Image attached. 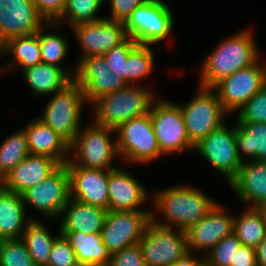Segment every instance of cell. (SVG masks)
<instances>
[{
  "label": "cell",
  "mask_w": 266,
  "mask_h": 266,
  "mask_svg": "<svg viewBox=\"0 0 266 266\" xmlns=\"http://www.w3.org/2000/svg\"><path fill=\"white\" fill-rule=\"evenodd\" d=\"M179 185V186H178ZM176 184L151 195V221L163 227L186 231L218 203L198 188ZM158 211V212H157ZM163 217L159 218V216Z\"/></svg>",
  "instance_id": "obj_1"
},
{
  "label": "cell",
  "mask_w": 266,
  "mask_h": 266,
  "mask_svg": "<svg viewBox=\"0 0 266 266\" xmlns=\"http://www.w3.org/2000/svg\"><path fill=\"white\" fill-rule=\"evenodd\" d=\"M252 34L249 28L224 38L201 64L199 86L212 88L223 78L254 64L260 53Z\"/></svg>",
  "instance_id": "obj_2"
},
{
  "label": "cell",
  "mask_w": 266,
  "mask_h": 266,
  "mask_svg": "<svg viewBox=\"0 0 266 266\" xmlns=\"http://www.w3.org/2000/svg\"><path fill=\"white\" fill-rule=\"evenodd\" d=\"M141 85H126L123 89L102 95L93 105L94 122L98 125L117 129L132 118L150 112L157 95Z\"/></svg>",
  "instance_id": "obj_3"
},
{
  "label": "cell",
  "mask_w": 266,
  "mask_h": 266,
  "mask_svg": "<svg viewBox=\"0 0 266 266\" xmlns=\"http://www.w3.org/2000/svg\"><path fill=\"white\" fill-rule=\"evenodd\" d=\"M85 127V128H84ZM81 127L74 141L69 145V161L66 166L112 170V161L118 156L117 141L111 138L116 130L98 125Z\"/></svg>",
  "instance_id": "obj_4"
},
{
  "label": "cell",
  "mask_w": 266,
  "mask_h": 266,
  "mask_svg": "<svg viewBox=\"0 0 266 266\" xmlns=\"http://www.w3.org/2000/svg\"><path fill=\"white\" fill-rule=\"evenodd\" d=\"M85 104L83 90L73 79L63 89L52 94L44 113L38 118L70 145L81 128Z\"/></svg>",
  "instance_id": "obj_5"
},
{
  "label": "cell",
  "mask_w": 266,
  "mask_h": 266,
  "mask_svg": "<svg viewBox=\"0 0 266 266\" xmlns=\"http://www.w3.org/2000/svg\"><path fill=\"white\" fill-rule=\"evenodd\" d=\"M173 12L164 0H147L123 23L128 37L141 45H155L171 36Z\"/></svg>",
  "instance_id": "obj_6"
},
{
  "label": "cell",
  "mask_w": 266,
  "mask_h": 266,
  "mask_svg": "<svg viewBox=\"0 0 266 266\" xmlns=\"http://www.w3.org/2000/svg\"><path fill=\"white\" fill-rule=\"evenodd\" d=\"M184 119L187 135L193 145L220 128L227 112L212 88L199 86L197 93L185 104H178Z\"/></svg>",
  "instance_id": "obj_7"
},
{
  "label": "cell",
  "mask_w": 266,
  "mask_h": 266,
  "mask_svg": "<svg viewBox=\"0 0 266 266\" xmlns=\"http://www.w3.org/2000/svg\"><path fill=\"white\" fill-rule=\"evenodd\" d=\"M116 134L118 156L127 163L148 164L163 156L149 113L121 124Z\"/></svg>",
  "instance_id": "obj_8"
},
{
  "label": "cell",
  "mask_w": 266,
  "mask_h": 266,
  "mask_svg": "<svg viewBox=\"0 0 266 266\" xmlns=\"http://www.w3.org/2000/svg\"><path fill=\"white\" fill-rule=\"evenodd\" d=\"M149 114L159 149L164 156L194 149L177 103L158 98L153 102Z\"/></svg>",
  "instance_id": "obj_9"
},
{
  "label": "cell",
  "mask_w": 266,
  "mask_h": 266,
  "mask_svg": "<svg viewBox=\"0 0 266 266\" xmlns=\"http://www.w3.org/2000/svg\"><path fill=\"white\" fill-rule=\"evenodd\" d=\"M138 244L147 266H169L189 253L185 231L152 221Z\"/></svg>",
  "instance_id": "obj_10"
},
{
  "label": "cell",
  "mask_w": 266,
  "mask_h": 266,
  "mask_svg": "<svg viewBox=\"0 0 266 266\" xmlns=\"http://www.w3.org/2000/svg\"><path fill=\"white\" fill-rule=\"evenodd\" d=\"M259 61L223 78L212 87L228 114L239 111L266 84V64Z\"/></svg>",
  "instance_id": "obj_11"
},
{
  "label": "cell",
  "mask_w": 266,
  "mask_h": 266,
  "mask_svg": "<svg viewBox=\"0 0 266 266\" xmlns=\"http://www.w3.org/2000/svg\"><path fill=\"white\" fill-rule=\"evenodd\" d=\"M21 197L26 209L31 205L50 220H58L70 199V175L66 164H61L41 183L26 189Z\"/></svg>",
  "instance_id": "obj_12"
},
{
  "label": "cell",
  "mask_w": 266,
  "mask_h": 266,
  "mask_svg": "<svg viewBox=\"0 0 266 266\" xmlns=\"http://www.w3.org/2000/svg\"><path fill=\"white\" fill-rule=\"evenodd\" d=\"M194 151L223 175L229 183L237 174L242 162L236 149L235 127L225 123L194 145Z\"/></svg>",
  "instance_id": "obj_13"
},
{
  "label": "cell",
  "mask_w": 266,
  "mask_h": 266,
  "mask_svg": "<svg viewBox=\"0 0 266 266\" xmlns=\"http://www.w3.org/2000/svg\"><path fill=\"white\" fill-rule=\"evenodd\" d=\"M151 221V212L109 211L106 214L101 237L110 254L138 244Z\"/></svg>",
  "instance_id": "obj_14"
},
{
  "label": "cell",
  "mask_w": 266,
  "mask_h": 266,
  "mask_svg": "<svg viewBox=\"0 0 266 266\" xmlns=\"http://www.w3.org/2000/svg\"><path fill=\"white\" fill-rule=\"evenodd\" d=\"M83 90V98L90 105L102 95L123 89L127 84L106 64L103 56L80 58L73 78Z\"/></svg>",
  "instance_id": "obj_15"
},
{
  "label": "cell",
  "mask_w": 266,
  "mask_h": 266,
  "mask_svg": "<svg viewBox=\"0 0 266 266\" xmlns=\"http://www.w3.org/2000/svg\"><path fill=\"white\" fill-rule=\"evenodd\" d=\"M217 203L199 222L186 231V240L190 253L202 251L206 256L223 238L233 233L234 216Z\"/></svg>",
  "instance_id": "obj_16"
},
{
  "label": "cell",
  "mask_w": 266,
  "mask_h": 266,
  "mask_svg": "<svg viewBox=\"0 0 266 266\" xmlns=\"http://www.w3.org/2000/svg\"><path fill=\"white\" fill-rule=\"evenodd\" d=\"M70 28L82 48L79 58L102 56L128 37L122 22L111 21L107 18L78 23Z\"/></svg>",
  "instance_id": "obj_17"
},
{
  "label": "cell",
  "mask_w": 266,
  "mask_h": 266,
  "mask_svg": "<svg viewBox=\"0 0 266 266\" xmlns=\"http://www.w3.org/2000/svg\"><path fill=\"white\" fill-rule=\"evenodd\" d=\"M45 24L33 2L0 0V47L13 37L36 34Z\"/></svg>",
  "instance_id": "obj_18"
},
{
  "label": "cell",
  "mask_w": 266,
  "mask_h": 266,
  "mask_svg": "<svg viewBox=\"0 0 266 266\" xmlns=\"http://www.w3.org/2000/svg\"><path fill=\"white\" fill-rule=\"evenodd\" d=\"M108 196L109 211L151 212L140 207L152 198L148 190L124 168L109 170Z\"/></svg>",
  "instance_id": "obj_19"
},
{
  "label": "cell",
  "mask_w": 266,
  "mask_h": 266,
  "mask_svg": "<svg viewBox=\"0 0 266 266\" xmlns=\"http://www.w3.org/2000/svg\"><path fill=\"white\" fill-rule=\"evenodd\" d=\"M70 175V198L109 210V170L67 166Z\"/></svg>",
  "instance_id": "obj_20"
},
{
  "label": "cell",
  "mask_w": 266,
  "mask_h": 266,
  "mask_svg": "<svg viewBox=\"0 0 266 266\" xmlns=\"http://www.w3.org/2000/svg\"><path fill=\"white\" fill-rule=\"evenodd\" d=\"M228 185L247 207H266V162L246 160Z\"/></svg>",
  "instance_id": "obj_21"
},
{
  "label": "cell",
  "mask_w": 266,
  "mask_h": 266,
  "mask_svg": "<svg viewBox=\"0 0 266 266\" xmlns=\"http://www.w3.org/2000/svg\"><path fill=\"white\" fill-rule=\"evenodd\" d=\"M61 164L47 155L29 154L6 178L8 191L22 194L51 175Z\"/></svg>",
  "instance_id": "obj_22"
},
{
  "label": "cell",
  "mask_w": 266,
  "mask_h": 266,
  "mask_svg": "<svg viewBox=\"0 0 266 266\" xmlns=\"http://www.w3.org/2000/svg\"><path fill=\"white\" fill-rule=\"evenodd\" d=\"M22 128L30 154L47 155L60 164L69 161V144L38 117Z\"/></svg>",
  "instance_id": "obj_23"
},
{
  "label": "cell",
  "mask_w": 266,
  "mask_h": 266,
  "mask_svg": "<svg viewBox=\"0 0 266 266\" xmlns=\"http://www.w3.org/2000/svg\"><path fill=\"white\" fill-rule=\"evenodd\" d=\"M108 210L70 198L60 215V232L101 233Z\"/></svg>",
  "instance_id": "obj_24"
},
{
  "label": "cell",
  "mask_w": 266,
  "mask_h": 266,
  "mask_svg": "<svg viewBox=\"0 0 266 266\" xmlns=\"http://www.w3.org/2000/svg\"><path fill=\"white\" fill-rule=\"evenodd\" d=\"M27 209L20 194L6 191L0 196V237L4 239H19L27 225L36 220L29 218Z\"/></svg>",
  "instance_id": "obj_25"
},
{
  "label": "cell",
  "mask_w": 266,
  "mask_h": 266,
  "mask_svg": "<svg viewBox=\"0 0 266 266\" xmlns=\"http://www.w3.org/2000/svg\"><path fill=\"white\" fill-rule=\"evenodd\" d=\"M11 54L13 59L0 67V75L19 68L20 71L42 63L40 44L37 34L24 35L9 39L0 47V55ZM17 66V67H16Z\"/></svg>",
  "instance_id": "obj_26"
},
{
  "label": "cell",
  "mask_w": 266,
  "mask_h": 266,
  "mask_svg": "<svg viewBox=\"0 0 266 266\" xmlns=\"http://www.w3.org/2000/svg\"><path fill=\"white\" fill-rule=\"evenodd\" d=\"M33 95L46 96L63 89L73 79L56 66L40 63L21 71Z\"/></svg>",
  "instance_id": "obj_27"
},
{
  "label": "cell",
  "mask_w": 266,
  "mask_h": 266,
  "mask_svg": "<svg viewBox=\"0 0 266 266\" xmlns=\"http://www.w3.org/2000/svg\"><path fill=\"white\" fill-rule=\"evenodd\" d=\"M236 149L239 159L266 162V123H237L235 126ZM243 153V155L241 154Z\"/></svg>",
  "instance_id": "obj_28"
},
{
  "label": "cell",
  "mask_w": 266,
  "mask_h": 266,
  "mask_svg": "<svg viewBox=\"0 0 266 266\" xmlns=\"http://www.w3.org/2000/svg\"><path fill=\"white\" fill-rule=\"evenodd\" d=\"M70 242L80 262L108 266L111 254L103 244L100 233L60 232Z\"/></svg>",
  "instance_id": "obj_29"
},
{
  "label": "cell",
  "mask_w": 266,
  "mask_h": 266,
  "mask_svg": "<svg viewBox=\"0 0 266 266\" xmlns=\"http://www.w3.org/2000/svg\"><path fill=\"white\" fill-rule=\"evenodd\" d=\"M58 27H61L58 23H46L36 33L39 39L42 63L62 68L73 79L76 72V66L75 69L72 68L70 71L68 67L67 69H64L61 64L68 54V40L65 36L59 34V32L54 33L51 30H56Z\"/></svg>",
  "instance_id": "obj_30"
},
{
  "label": "cell",
  "mask_w": 266,
  "mask_h": 266,
  "mask_svg": "<svg viewBox=\"0 0 266 266\" xmlns=\"http://www.w3.org/2000/svg\"><path fill=\"white\" fill-rule=\"evenodd\" d=\"M233 233L242 245L256 248L266 236V219L261 208L246 207L234 217Z\"/></svg>",
  "instance_id": "obj_31"
},
{
  "label": "cell",
  "mask_w": 266,
  "mask_h": 266,
  "mask_svg": "<svg viewBox=\"0 0 266 266\" xmlns=\"http://www.w3.org/2000/svg\"><path fill=\"white\" fill-rule=\"evenodd\" d=\"M44 222L32 220L26 227L21 239L25 242L30 256L37 266H46L49 261L51 247L60 235L52 236Z\"/></svg>",
  "instance_id": "obj_32"
},
{
  "label": "cell",
  "mask_w": 266,
  "mask_h": 266,
  "mask_svg": "<svg viewBox=\"0 0 266 266\" xmlns=\"http://www.w3.org/2000/svg\"><path fill=\"white\" fill-rule=\"evenodd\" d=\"M151 45L136 44L128 53L125 62V82L127 85H136L143 81L154 70V52Z\"/></svg>",
  "instance_id": "obj_33"
},
{
  "label": "cell",
  "mask_w": 266,
  "mask_h": 266,
  "mask_svg": "<svg viewBox=\"0 0 266 266\" xmlns=\"http://www.w3.org/2000/svg\"><path fill=\"white\" fill-rule=\"evenodd\" d=\"M29 154L27 137L23 128L7 136L0 144V175L6 177Z\"/></svg>",
  "instance_id": "obj_34"
},
{
  "label": "cell",
  "mask_w": 266,
  "mask_h": 266,
  "mask_svg": "<svg viewBox=\"0 0 266 266\" xmlns=\"http://www.w3.org/2000/svg\"><path fill=\"white\" fill-rule=\"evenodd\" d=\"M104 2L105 0H66L62 17L56 23L63 25L66 21L72 27L78 23L101 20L105 16L100 17L97 13Z\"/></svg>",
  "instance_id": "obj_35"
},
{
  "label": "cell",
  "mask_w": 266,
  "mask_h": 266,
  "mask_svg": "<svg viewBox=\"0 0 266 266\" xmlns=\"http://www.w3.org/2000/svg\"><path fill=\"white\" fill-rule=\"evenodd\" d=\"M0 266H37L30 256L25 242L4 239L0 242Z\"/></svg>",
  "instance_id": "obj_36"
},
{
  "label": "cell",
  "mask_w": 266,
  "mask_h": 266,
  "mask_svg": "<svg viewBox=\"0 0 266 266\" xmlns=\"http://www.w3.org/2000/svg\"><path fill=\"white\" fill-rule=\"evenodd\" d=\"M236 123H266V84L237 113Z\"/></svg>",
  "instance_id": "obj_37"
},
{
  "label": "cell",
  "mask_w": 266,
  "mask_h": 266,
  "mask_svg": "<svg viewBox=\"0 0 266 266\" xmlns=\"http://www.w3.org/2000/svg\"><path fill=\"white\" fill-rule=\"evenodd\" d=\"M241 246L240 240L234 233L223 238L215 247H213L206 257L207 266H230L235 252Z\"/></svg>",
  "instance_id": "obj_38"
},
{
  "label": "cell",
  "mask_w": 266,
  "mask_h": 266,
  "mask_svg": "<svg viewBox=\"0 0 266 266\" xmlns=\"http://www.w3.org/2000/svg\"><path fill=\"white\" fill-rule=\"evenodd\" d=\"M137 43L130 37H127L123 42L111 48L108 52L103 54L109 69L117 74L122 80L125 81V62L128 57L129 51Z\"/></svg>",
  "instance_id": "obj_39"
},
{
  "label": "cell",
  "mask_w": 266,
  "mask_h": 266,
  "mask_svg": "<svg viewBox=\"0 0 266 266\" xmlns=\"http://www.w3.org/2000/svg\"><path fill=\"white\" fill-rule=\"evenodd\" d=\"M78 261L70 242L63 235L54 241L46 266H73Z\"/></svg>",
  "instance_id": "obj_40"
},
{
  "label": "cell",
  "mask_w": 266,
  "mask_h": 266,
  "mask_svg": "<svg viewBox=\"0 0 266 266\" xmlns=\"http://www.w3.org/2000/svg\"><path fill=\"white\" fill-rule=\"evenodd\" d=\"M108 266H147L139 244L126 247L111 254Z\"/></svg>",
  "instance_id": "obj_41"
},
{
  "label": "cell",
  "mask_w": 266,
  "mask_h": 266,
  "mask_svg": "<svg viewBox=\"0 0 266 266\" xmlns=\"http://www.w3.org/2000/svg\"><path fill=\"white\" fill-rule=\"evenodd\" d=\"M66 0H34L39 15L46 23H56L64 12Z\"/></svg>",
  "instance_id": "obj_42"
},
{
  "label": "cell",
  "mask_w": 266,
  "mask_h": 266,
  "mask_svg": "<svg viewBox=\"0 0 266 266\" xmlns=\"http://www.w3.org/2000/svg\"><path fill=\"white\" fill-rule=\"evenodd\" d=\"M146 1L147 0H110V17L107 16L105 18L111 21L124 23L131 13Z\"/></svg>",
  "instance_id": "obj_43"
},
{
  "label": "cell",
  "mask_w": 266,
  "mask_h": 266,
  "mask_svg": "<svg viewBox=\"0 0 266 266\" xmlns=\"http://www.w3.org/2000/svg\"><path fill=\"white\" fill-rule=\"evenodd\" d=\"M230 266H257L255 249L241 244Z\"/></svg>",
  "instance_id": "obj_44"
},
{
  "label": "cell",
  "mask_w": 266,
  "mask_h": 266,
  "mask_svg": "<svg viewBox=\"0 0 266 266\" xmlns=\"http://www.w3.org/2000/svg\"><path fill=\"white\" fill-rule=\"evenodd\" d=\"M194 253L186 254L182 259L177 260L172 265L169 266H207L206 257L196 255Z\"/></svg>",
  "instance_id": "obj_45"
},
{
  "label": "cell",
  "mask_w": 266,
  "mask_h": 266,
  "mask_svg": "<svg viewBox=\"0 0 266 266\" xmlns=\"http://www.w3.org/2000/svg\"><path fill=\"white\" fill-rule=\"evenodd\" d=\"M256 265L266 266V236L263 241L255 248Z\"/></svg>",
  "instance_id": "obj_46"
},
{
  "label": "cell",
  "mask_w": 266,
  "mask_h": 266,
  "mask_svg": "<svg viewBox=\"0 0 266 266\" xmlns=\"http://www.w3.org/2000/svg\"><path fill=\"white\" fill-rule=\"evenodd\" d=\"M6 191V178L0 175V196L3 195Z\"/></svg>",
  "instance_id": "obj_47"
},
{
  "label": "cell",
  "mask_w": 266,
  "mask_h": 266,
  "mask_svg": "<svg viewBox=\"0 0 266 266\" xmlns=\"http://www.w3.org/2000/svg\"><path fill=\"white\" fill-rule=\"evenodd\" d=\"M73 266H98V265L93 264V263L77 261Z\"/></svg>",
  "instance_id": "obj_48"
},
{
  "label": "cell",
  "mask_w": 266,
  "mask_h": 266,
  "mask_svg": "<svg viewBox=\"0 0 266 266\" xmlns=\"http://www.w3.org/2000/svg\"><path fill=\"white\" fill-rule=\"evenodd\" d=\"M263 210V213H264V216H265V219H266V207L262 208Z\"/></svg>",
  "instance_id": "obj_49"
}]
</instances>
